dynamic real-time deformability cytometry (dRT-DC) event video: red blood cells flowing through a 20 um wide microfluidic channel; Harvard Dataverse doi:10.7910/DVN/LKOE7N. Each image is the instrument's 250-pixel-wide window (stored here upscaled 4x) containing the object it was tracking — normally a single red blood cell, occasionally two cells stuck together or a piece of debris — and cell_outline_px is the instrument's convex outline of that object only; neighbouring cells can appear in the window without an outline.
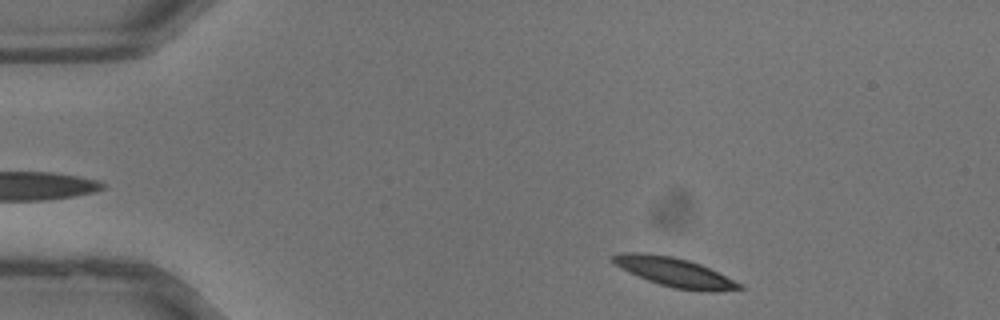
{"species": "common noctule bat (a hibernating species)", "species_latin": "Nyctalus noctula", "temperature_condition": "warm", "stored_images_in_passage": 32, "camera_frame_rate_fps": 3000, "um_per_image_px": 0.085, "animal": {"sex": "male", "body_mass_g": 13.3}, "frame": {"image": 1, "passage_image": 1, "time_ms": 0.0, "image_size_px": [1000, 320], "cell_outline_px": [[744, 288], [716, 292], [708, 292], [672, 288], [648, 280], [628, 272], [616, 264], [612, 260], [612, 256], [620, 252], [636, 252], [672, 256], [688, 260], [700, 264], [744, 284]], "centroid_in_image_um": [57.38, 23.15], "position_along_channel_um": 27.6, "area_um2": 21.39}}
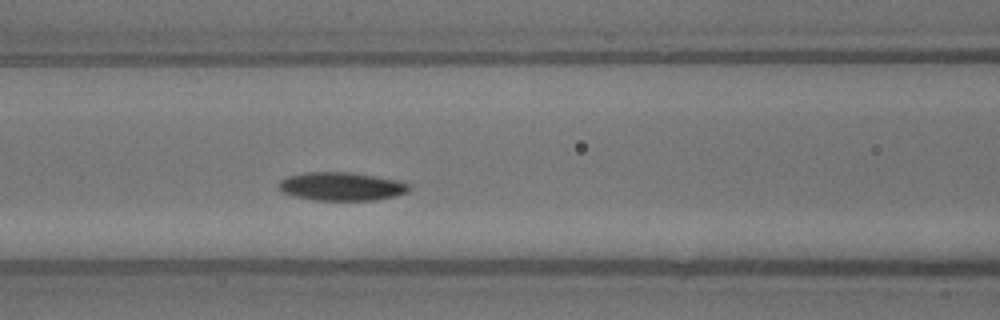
{"frame": {"image": 2, "passage_image": 11, "time_ms": 3.333, "image_size_px": [1000, 320], "cell_outline_px": [[412, 188], [408, 192], [396, 196], [376, 200], [312, 200], [296, 196], [284, 192], [276, 184], [280, 180], [288, 176], [304, 172], [352, 172], [396, 180], [412, 184]], "centroid_in_image_um": [29.06, 15.84], "position_along_channel_um": 137.5, "area_um2": 21.68}}
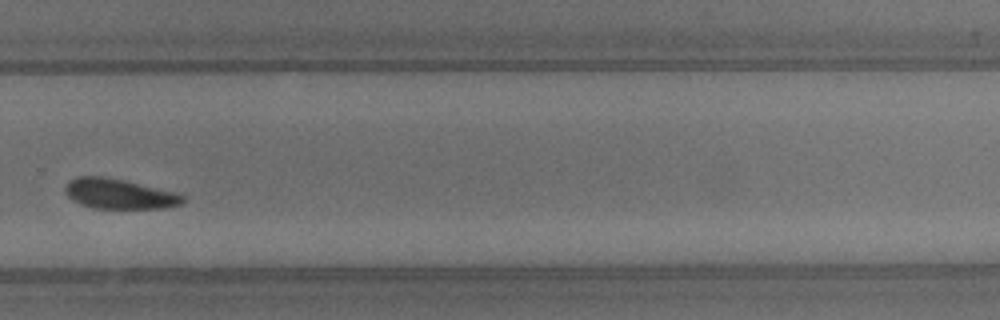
{"frame": {"image": 3, "passage_image": 21, "time_ms": 6.667, "image_size_px": [1000, 320], "cell_outline_px": [[184, 204], [164, 208], [92, 208], [80, 204], [72, 200], [64, 192], [64, 188], [68, 180], [76, 176], [104, 176], [176, 192], [184, 196]], "centroid_in_image_um": [10.1, 16.48], "position_along_channel_um": 319.7, "area_um2": 20.69}}